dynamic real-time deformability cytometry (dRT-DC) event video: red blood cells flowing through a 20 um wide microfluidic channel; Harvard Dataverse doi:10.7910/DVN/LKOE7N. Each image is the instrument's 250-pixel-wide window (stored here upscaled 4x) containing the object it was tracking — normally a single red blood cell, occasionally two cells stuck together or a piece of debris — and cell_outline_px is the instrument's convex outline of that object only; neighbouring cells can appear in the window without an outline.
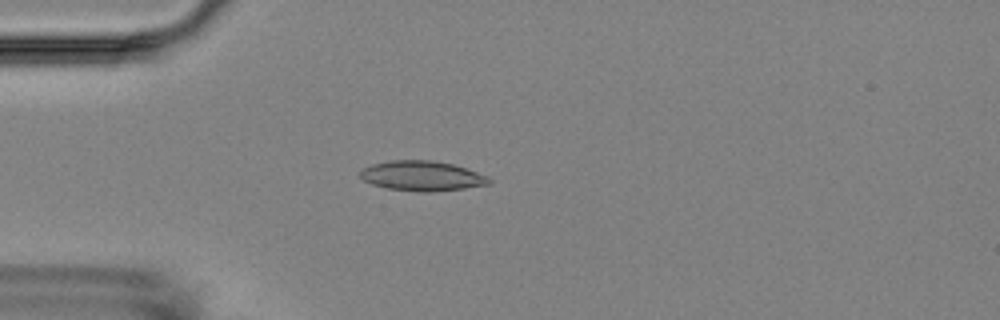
{"species": "Egyptian fruit bat (a non-hibernating species)", "species_latin": "Rousettus aegyptiacus", "temperature_condition": "room temperature", "stored_images_in_passage": 4, "camera_frame_rate_fps": 3000, "um_per_image_px": 0.085, "animal": {"sex": "female"}, "frame": {"image": 1, "passage_image": 3, "time_ms": 4.0, "image_size_px": [1000, 320], "cell_outline_px": [[492, 184], [464, 188], [432, 192], [416, 192], [388, 188], [372, 184], [364, 180], [360, 176], [360, 172], [364, 168], [372, 164], [388, 160], [432, 160], [452, 164], [488, 176], [492, 180]], "centroid_in_image_um": [35.88, 14.96], "position_along_channel_um": 49.1, "area_um2": 22.48}}